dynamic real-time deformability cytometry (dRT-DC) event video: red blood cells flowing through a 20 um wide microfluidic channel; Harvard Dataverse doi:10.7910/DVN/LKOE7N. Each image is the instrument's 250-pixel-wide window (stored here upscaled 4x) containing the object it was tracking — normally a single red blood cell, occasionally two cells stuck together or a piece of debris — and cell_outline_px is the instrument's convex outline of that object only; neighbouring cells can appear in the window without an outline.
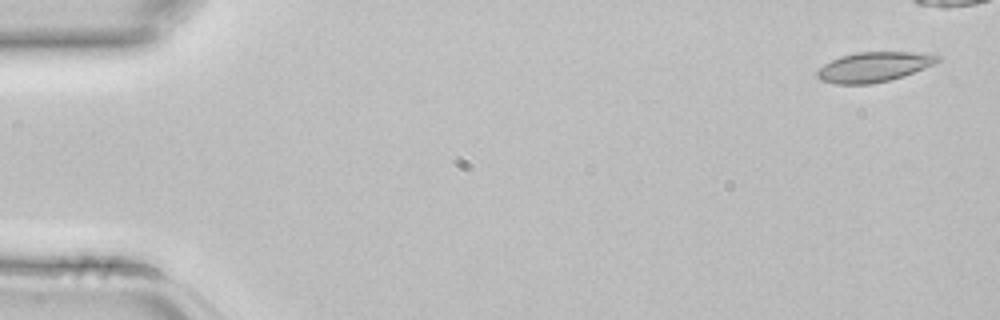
{"species": "common noctule bat (a hibernating species)", "species_latin": "Nyctalus noctula", "temperature_condition": "room temperature", "stored_images_in_passage": 4, "segment_of_instrument_passage": [2, 2], "camera_frame_rate_fps": 3000, "um_per_image_px": 0.085, "animal": {"sex": "female", "body_mass_g": 22.7, "forearm_length_mm": 54.2}, "frame": {"image": 1, "passage_image": 4, "time_ms": 1.0, "image_size_px": [1000, 320], "cell_outline_px": [[940, 60], [924, 68], [904, 76], [872, 84], [836, 84], [820, 80], [816, 76], [816, 72], [824, 64], [840, 56], [856, 52], [912, 52], [940, 56]], "centroid_in_image_um": [74.23, 5.69], "position_along_channel_um": 10.8, "area_um2": 20.81}}